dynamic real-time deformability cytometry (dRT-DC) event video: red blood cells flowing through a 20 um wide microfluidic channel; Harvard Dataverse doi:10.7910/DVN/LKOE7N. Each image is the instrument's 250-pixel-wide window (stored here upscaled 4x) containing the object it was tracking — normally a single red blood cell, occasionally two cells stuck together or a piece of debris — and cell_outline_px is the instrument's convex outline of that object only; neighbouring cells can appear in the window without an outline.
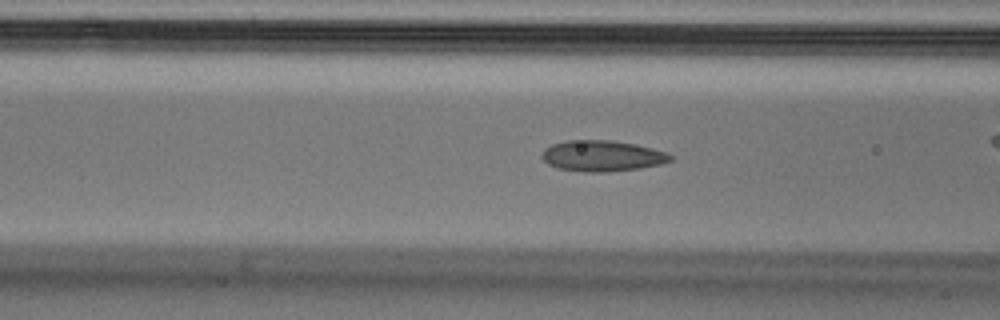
{"species": "Egyptian fruit bat (a non-hibernating species)", "species_latin": "Rousettus aegyptiacus", "temperature_condition": "cold", "stored_images_in_passage": 39, "camera_frame_rate_fps": 3000, "um_per_image_px": 0.085, "animal": {"sex": "male"}, "frame": {"image": 1, "passage_image": 17, "time_ms": 5.333, "image_size_px": [1000, 320], "cell_outline_px": [[672, 160], [660, 164], [640, 168], [608, 172], [588, 172], [556, 168], [548, 164], [540, 156], [544, 148], [552, 144], [568, 140], [608, 140], [636, 144], [668, 152], [672, 156]], "centroid_in_image_um": [51.17, 13.25], "position_along_channel_um": 115.4, "area_um2": 23.24}}